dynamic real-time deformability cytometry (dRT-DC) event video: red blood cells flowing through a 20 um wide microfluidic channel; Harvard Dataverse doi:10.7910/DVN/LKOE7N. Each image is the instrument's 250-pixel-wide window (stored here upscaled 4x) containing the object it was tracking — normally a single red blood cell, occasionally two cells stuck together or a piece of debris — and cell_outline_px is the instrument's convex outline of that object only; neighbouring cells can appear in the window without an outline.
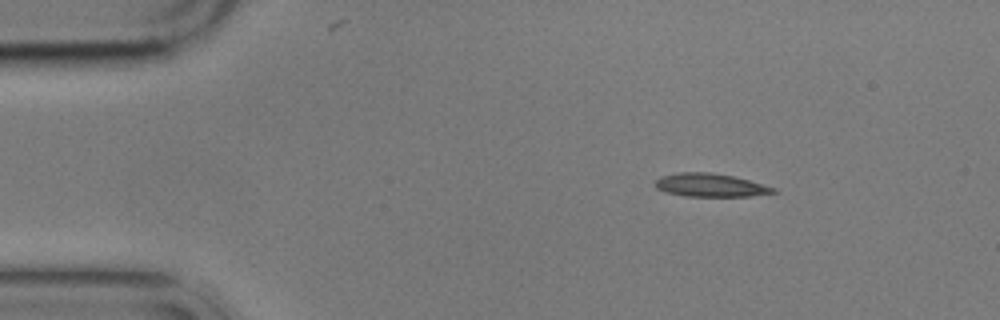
{"species": "common noctule bat (a hibernating species)", "species_latin": "Nyctalus noctula", "temperature_condition": "cold", "stored_images_in_passage": 5, "camera_frame_rate_fps": 3000, "um_per_image_px": 0.085, "animal": {"sex": "male", "body_mass_g": 17.9}, "frame": {"image": 1, "passage_image": 1, "time_ms": 0.0, "image_size_px": [1000, 320], "cell_outline_px": [[776, 192], [752, 196], [684, 196], [664, 192], [656, 188], [656, 180], [660, 176], [680, 172], [712, 172], [732, 176], [748, 180], [776, 188]], "centroid_in_image_um": [60.35, 15.74], "position_along_channel_um": 24.7, "area_um2": 15.95}}